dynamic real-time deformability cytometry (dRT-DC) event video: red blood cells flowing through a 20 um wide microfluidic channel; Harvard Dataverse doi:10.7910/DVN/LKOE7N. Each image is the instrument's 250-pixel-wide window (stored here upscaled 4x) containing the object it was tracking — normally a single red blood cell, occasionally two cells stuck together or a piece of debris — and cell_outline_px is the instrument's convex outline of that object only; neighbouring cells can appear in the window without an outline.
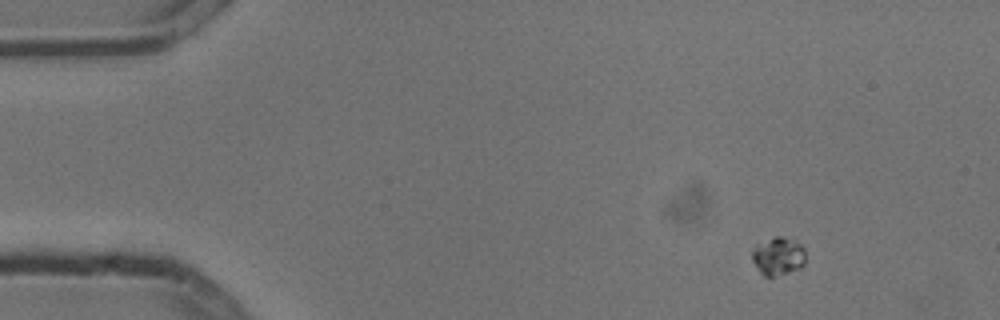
{"species": "common noctule bat (a hibernating species)", "species_latin": "Nyctalus noctula", "temperature_condition": "cold", "stored_images_in_passage": 3, "camera_frame_rate_fps": 3000, "um_per_image_px": 0.085, "animal": {"sex": "male", "body_mass_g": 13.3}, "frame": {"image": 1, "passage_image": 1, "time_ms": 0.0, "image_size_px": [1000, 320], "cell_outline_px": [[804, 264], [800, 268], [788, 272], [772, 276], [764, 276], [756, 268], [752, 260], [752, 248], [756, 244], [772, 236], [780, 236], [800, 244], [804, 248]], "centroid_in_image_um": [66.09, 21.76], "position_along_channel_um": 18.9, "area_um2": 11.79}}
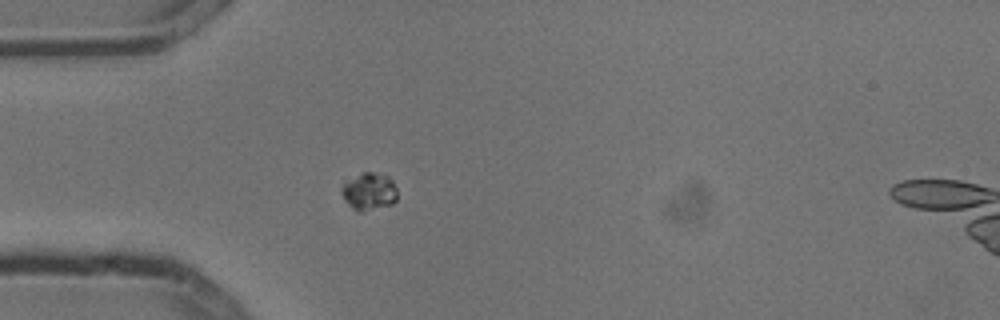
{"frame": {"image": 2, "passage_image": 3, "time_ms": 0.667, "image_size_px": [1000, 320], "cell_outline_px": [[396, 200], [392, 204], [360, 212], [356, 212], [344, 200], [340, 192], [344, 180], [364, 172], [372, 172], [388, 176], [392, 180], [396, 188]], "centroid_in_image_um": [31.33, 16.27], "position_along_channel_um": 53.7, "area_um2": 12.25}}